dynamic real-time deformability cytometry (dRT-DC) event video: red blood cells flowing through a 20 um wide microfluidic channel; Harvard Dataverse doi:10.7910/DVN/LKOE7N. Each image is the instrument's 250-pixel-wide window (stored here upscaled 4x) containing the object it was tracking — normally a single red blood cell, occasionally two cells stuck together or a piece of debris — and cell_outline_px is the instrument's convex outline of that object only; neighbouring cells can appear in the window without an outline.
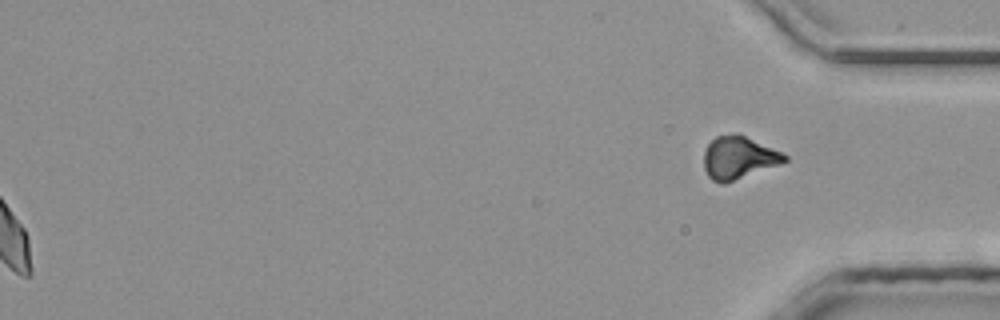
{"species": "common noctule bat (a hibernating species)", "species_latin": "Nyctalus noctula", "temperature_condition": "room temperature", "stored_images_in_passage": 43, "segment_of_instrument_passage": [2, 2], "camera_frame_rate_fps": 3000, "um_per_image_px": 0.085, "animal": {"sex": "male", "body_mass_g": 20.4}, "frame": {"image": 1, "passage_image": 43, "time_ms": 14.0, "image_size_px": [1000, 320], "cell_outline_px": [[788, 160], [780, 164], [724, 184], [720, 184], [712, 180], [708, 176], [704, 168], [704, 152], [708, 144], [716, 136], [744, 136], [780, 152], [788, 156]], "centroid_in_image_um": [62.76, 13.45], "position_along_channel_um": 372.4, "area_um2": 19.48}}